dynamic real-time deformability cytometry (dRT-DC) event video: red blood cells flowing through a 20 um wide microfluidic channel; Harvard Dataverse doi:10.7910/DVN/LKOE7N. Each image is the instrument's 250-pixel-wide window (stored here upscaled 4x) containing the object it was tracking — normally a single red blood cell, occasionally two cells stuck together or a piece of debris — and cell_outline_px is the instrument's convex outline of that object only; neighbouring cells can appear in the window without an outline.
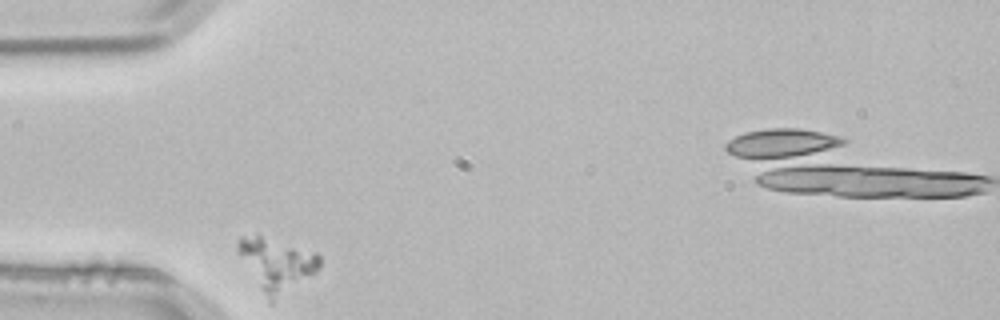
{"species": "common noctule bat (a hibernating species)", "species_latin": "Nyctalus noctula", "temperature_condition": "room temperature", "stored_images_in_passage": 2, "camera_frame_rate_fps": 3000, "um_per_image_px": 0.085, "animal": {"sex": "male", "body_mass_g": 21.5, "forearm_length_mm": 52.0}, "frame": {"image": 1, "passage_image": 1, "time_ms": 0.0, "image_size_px": [1000, 320], "cell_outline_px": [[320, 264], [316, 272], [272, 304], [268, 304], [236, 252], [236, 244], [240, 236], [260, 236], [316, 252], [320, 256]], "centroid_in_image_um": [23.46, 22.53], "position_along_channel_um": 61.5, "area_um2": 25.26}}
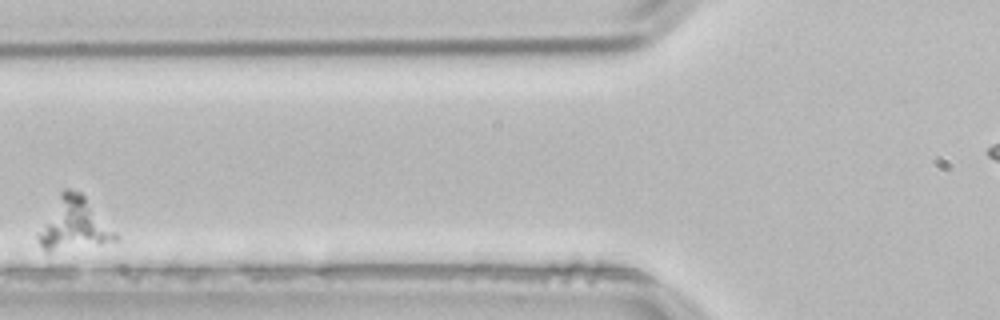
{"frame": {"image": 2, "passage_image": 2, "time_ms": 0.333, "image_size_px": [1000, 320], "cell_outline_px": [[120, 236], [116, 240], [100, 244], [48, 252], [44, 252], [36, 236], [36, 232], [60, 192], [64, 188], [68, 188], [80, 192], [84, 196]], "centroid_in_image_um": [6.24, 19.06], "position_along_channel_um": 119.6, "area_um2": 23.47}}